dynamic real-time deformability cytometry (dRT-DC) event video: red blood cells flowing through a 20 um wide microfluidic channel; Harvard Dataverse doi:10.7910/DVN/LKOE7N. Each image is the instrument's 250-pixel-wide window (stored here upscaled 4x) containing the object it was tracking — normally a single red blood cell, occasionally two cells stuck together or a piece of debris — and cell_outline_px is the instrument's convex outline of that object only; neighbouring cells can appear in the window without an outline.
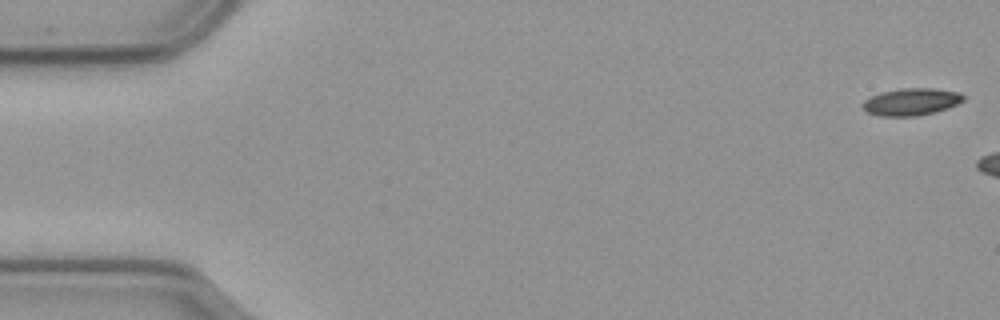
{"species": "common noctule bat (a hibernating species)", "species_latin": "Nyctalus noctula", "temperature_condition": "cold", "stored_images_in_passage": 5, "camera_frame_rate_fps": 3000, "um_per_image_px": 0.085, "animal": {"sex": "male", "body_mass_g": 23.1, "forearm_length_mm": 52.7}, "frame": {"image": 1, "passage_image": 1, "time_ms": 0.0, "image_size_px": [1000, 320], "cell_outline_px": [[964, 100], [948, 108], [916, 116], [880, 116], [868, 112], [860, 104], [864, 100], [880, 92], [900, 88], [932, 88], [960, 92], [964, 96]], "centroid_in_image_um": [77.44, 8.64], "position_along_channel_um": 7.6, "area_um2": 15.9}}